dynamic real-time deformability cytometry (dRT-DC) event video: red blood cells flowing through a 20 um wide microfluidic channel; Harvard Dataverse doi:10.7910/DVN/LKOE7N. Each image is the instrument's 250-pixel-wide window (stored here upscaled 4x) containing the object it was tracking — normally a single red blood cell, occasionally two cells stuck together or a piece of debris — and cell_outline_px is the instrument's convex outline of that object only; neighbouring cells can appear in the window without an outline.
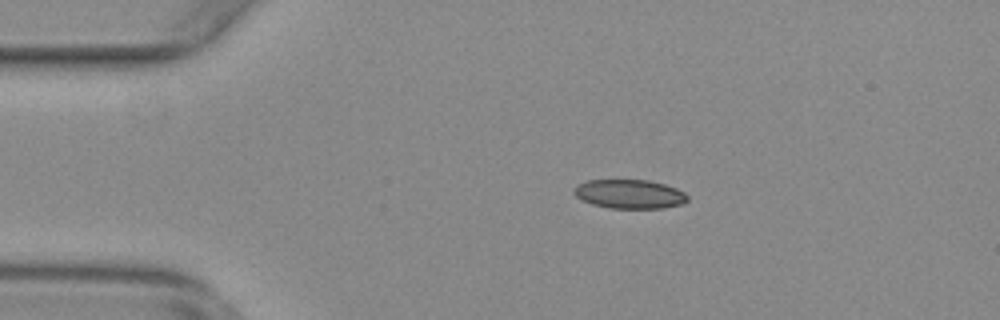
{"species": "common noctule bat (a hibernating species)", "species_latin": "Nyctalus noctula", "temperature_condition": "warm", "stored_images_in_passage": 45, "camera_frame_rate_fps": 3000, "um_per_image_px": 0.085, "animal": {"sex": "female", "body_mass_g": 29.2, "forearm_length_mm": 56.3}, "frame": {"image": 1, "passage_image": 1, "time_ms": 0.0, "image_size_px": [1000, 320], "cell_outline_px": [[688, 200], [680, 204], [664, 208], [612, 208], [592, 204], [576, 196], [572, 192], [572, 188], [576, 184], [588, 180], [648, 180], [664, 184], [676, 188], [684, 192], [688, 196]], "centroid_in_image_um": [53.48, 16.48], "position_along_channel_um": 31.5, "area_um2": 19.19}}
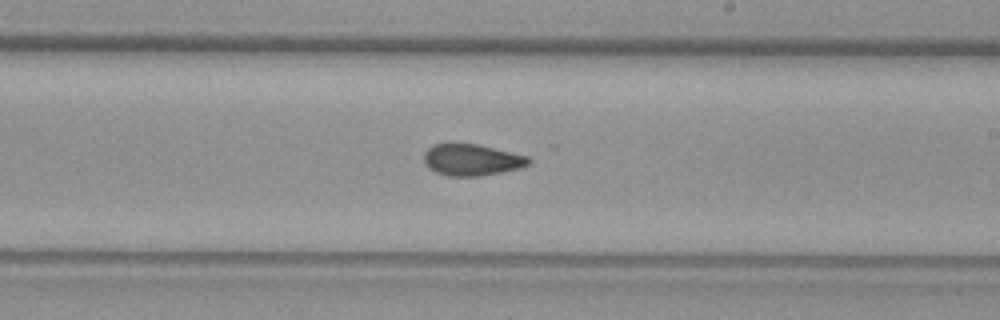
{"frame": {"image": 2, "passage_image": 22, "time_ms": 7.0, "image_size_px": [1000, 320], "cell_outline_px": [[532, 160], [528, 164], [520, 168], [480, 176], [448, 176], [436, 172], [428, 168], [424, 164], [424, 152], [432, 144], [476, 144], [528, 156]], "centroid_in_image_um": [40.07, 13.59], "position_along_channel_um": 248.9, "area_um2": 19.13}}
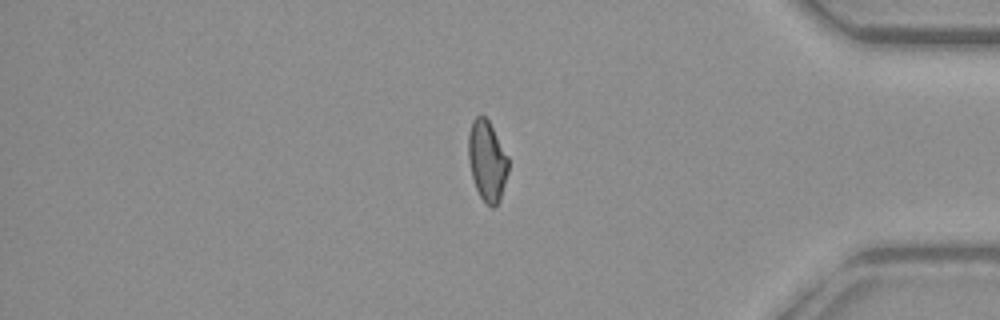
{"frame": {"image": 3, "passage_image": 36, "time_ms": 11.667, "image_size_px": [1000, 320], "cell_outline_px": [[508, 172], [500, 200], [492, 208], [480, 196], [476, 188], [472, 176], [468, 160], [468, 132], [472, 120], [476, 116], [484, 116], [488, 120], [508, 156]], "centroid_in_image_um": [41.39, 13.65], "position_along_channel_um": 393.8, "area_um2": 18.61}, "authors_computed_cell_mechanics": {"area_um2": 19.2474, "velocity_mm_per_s": 3.7725, "shape_relaxation_time_tau1_ms": null, "shape_relaxation_time_tau2_ms": 2.6979, "deformation_change_tau1": null, "deformation_change_tau2": 0.0623}}